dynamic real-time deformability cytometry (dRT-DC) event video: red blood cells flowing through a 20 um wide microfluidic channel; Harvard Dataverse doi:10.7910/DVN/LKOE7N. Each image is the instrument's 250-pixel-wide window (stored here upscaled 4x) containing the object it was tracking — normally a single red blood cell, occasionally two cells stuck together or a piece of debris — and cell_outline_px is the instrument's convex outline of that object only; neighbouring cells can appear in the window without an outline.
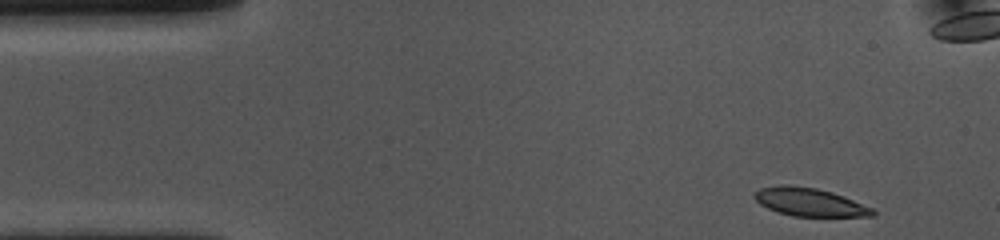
{"species": "common noctule bat (a hibernating species)", "species_latin": "Nyctalus noctula", "temperature_condition": "cold", "stored_images_in_passage": 43, "camera_frame_rate_fps": 3000, "um_per_image_px": 0.085, "animal": {"sex": "female", "body_mass_g": 10.0, "forearm_length_mm": 53.1}, "frame": {"image": 1, "passage_image": 1, "time_ms": 0.0, "image_size_px": [1000, 240], "cell_outline_px": [[876, 216], [792, 216], [768, 208], [760, 204], [752, 196], [760, 188], [780, 184], [788, 184], [816, 188], [832, 192], [844, 196], [872, 208], [876, 212]], "centroid_in_image_um": [68.81, 17.17], "position_along_channel_um": 16.2, "area_um2": 19.36}}
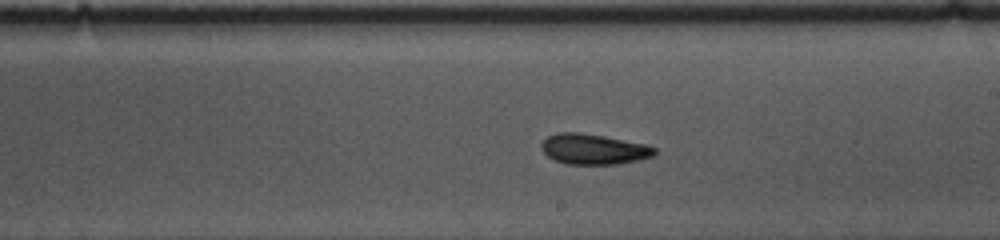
{"frame": {"image": 2, "passage_image": 26, "time_ms": 8.333, "image_size_px": [1000, 240], "cell_outline_px": [[656, 152], [652, 156], [620, 164], [564, 164], [548, 156], [540, 148], [540, 144], [548, 136], [556, 132], [580, 132], [604, 136], [644, 144], [656, 148]], "centroid_in_image_um": [50.41, 12.67], "position_along_channel_um": 238.6, "area_um2": 20.0}}
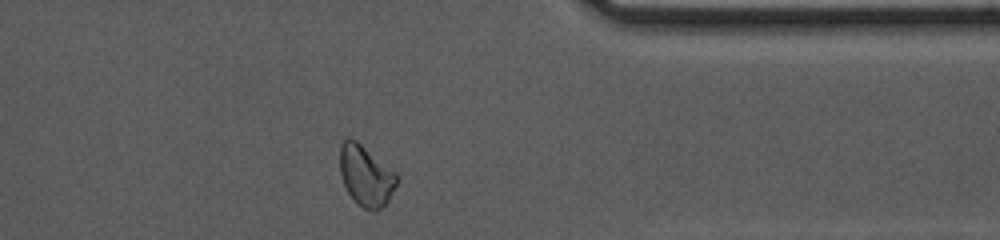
{"frame": {"image": 3, "passage_image": 39, "time_ms": 12.667, "image_size_px": [1000, 240], "cell_outline_px": [[400, 180], [388, 200], [376, 212], [372, 212], [356, 204], [352, 200], [344, 184], [340, 172], [340, 144], [348, 136], [356, 140], [396, 172]], "centroid_in_image_um": [31.11, 14.94], "position_along_channel_um": 380.3, "area_um2": 20.35}, "authors_computed_cell_mechanics": {"area_um2": 19.9988, "velocity_mm_per_s": 3.6119, "shape_relaxation_time_tau1_ms": 5.0194, "shape_relaxation_time_tau2_ms": 4.6608, "deformation_change_tau1": 0.1056, "deformation_change_tau2": 0.0914}}